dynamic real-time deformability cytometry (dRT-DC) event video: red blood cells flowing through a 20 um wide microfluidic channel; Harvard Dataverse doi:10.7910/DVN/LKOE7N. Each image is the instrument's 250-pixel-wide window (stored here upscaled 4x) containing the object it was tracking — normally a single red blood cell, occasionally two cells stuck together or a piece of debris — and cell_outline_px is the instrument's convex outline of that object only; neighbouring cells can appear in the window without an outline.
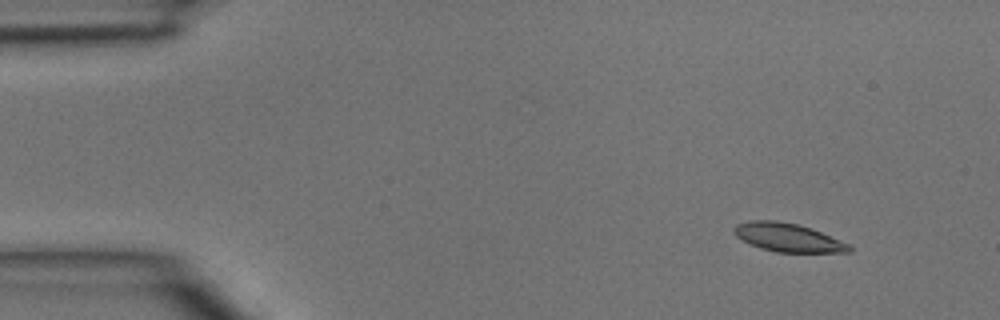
{"species": "common noctule bat (a hibernating species)", "species_latin": "Nyctalus noctula", "temperature_condition": "room temperature", "stored_images_in_passage": 4, "camera_frame_rate_fps": 3000, "um_per_image_px": 0.085, "animal": {"sex": "male", "body_mass_g": 15.6}, "frame": {"image": 1, "passage_image": 2, "time_ms": 0.333, "image_size_px": [1000, 320], "cell_outline_px": [[852, 252], [776, 252], [760, 248], [736, 236], [732, 228], [736, 224], [748, 220], [776, 220], [796, 224], [812, 228], [848, 244], [852, 248]], "centroid_in_image_um": [66.95, 20.18], "position_along_channel_um": 18.1, "area_um2": 18.96}}